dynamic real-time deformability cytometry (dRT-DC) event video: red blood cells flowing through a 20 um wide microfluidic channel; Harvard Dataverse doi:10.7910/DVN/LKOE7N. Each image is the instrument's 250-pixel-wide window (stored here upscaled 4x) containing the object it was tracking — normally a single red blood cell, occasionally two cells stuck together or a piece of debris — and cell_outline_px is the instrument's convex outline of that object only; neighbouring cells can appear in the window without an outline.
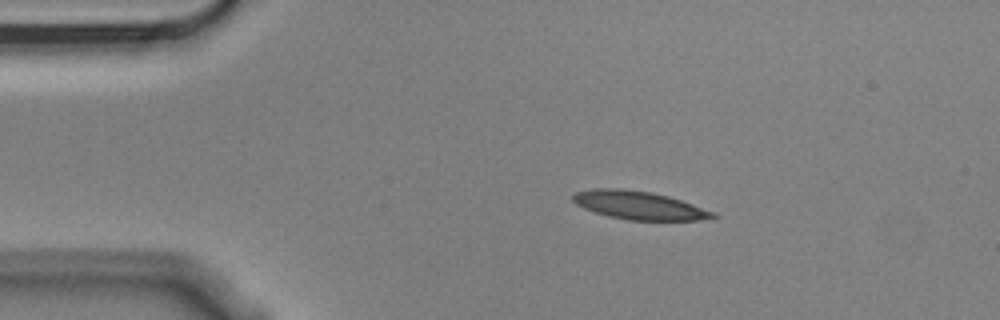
{"species": "Egyptian fruit bat (a non-hibernating species)", "species_latin": "Rousettus aegyptiacus", "temperature_condition": "cold", "stored_images_in_passage": 14, "camera_frame_rate_fps": 3000, "um_per_image_px": 0.085, "animal": {"sex": "male"}, "frame": {"image": 1, "passage_image": 2, "time_ms": 0.333, "image_size_px": [1000, 320], "cell_outline_px": [[716, 216], [700, 220], [628, 220], [608, 216], [584, 208], [576, 204], [572, 200], [572, 196], [576, 192], [596, 188], [620, 188], [652, 192], [668, 196], [716, 212]], "centroid_in_image_um": [54.3, 17.44], "position_along_channel_um": 30.7, "area_um2": 22.89}}
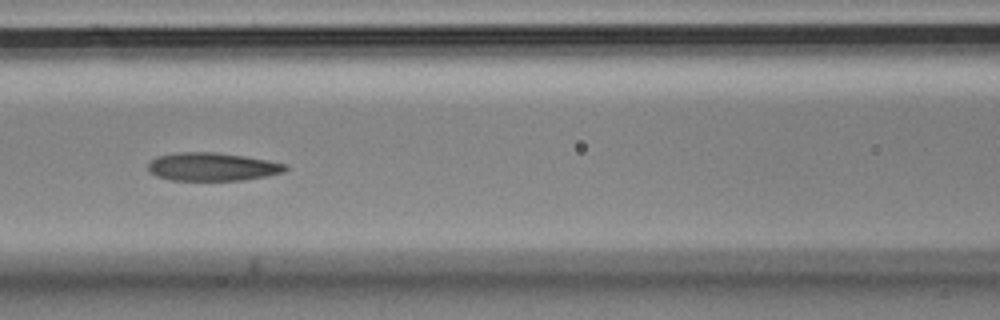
{"frame": {"image": 2, "passage_image": 6, "time_ms": 1.667, "image_size_px": [1000, 320], "cell_outline_px": [[288, 168], [284, 172], [268, 176], [244, 180], [168, 180], [156, 176], [148, 172], [148, 164], [156, 156], [176, 152], [212, 152], [244, 156], [268, 160], [288, 164]], "centroid_in_image_um": [18.04, 14.18], "position_along_channel_um": 148.6, "area_um2": 22.77}}
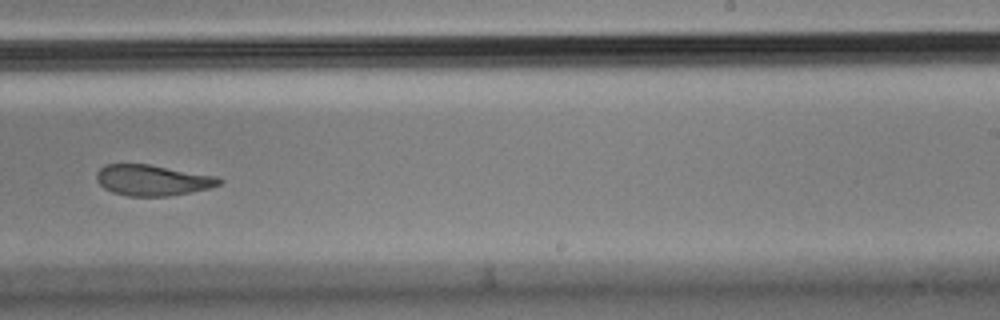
{"frame": {"image": 3, "passage_image": 9, "time_ms": 2.667, "image_size_px": [1000, 320], "cell_outline_px": [[224, 180], [220, 184], [208, 188], [168, 196], [128, 196], [112, 192], [104, 188], [96, 180], [96, 172], [104, 164], [148, 164], [216, 176]], "centroid_in_image_um": [12.92, 15.31], "position_along_channel_um": 276.1, "area_um2": 21.91}}